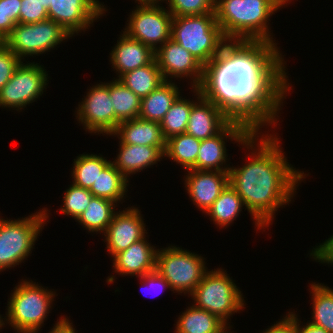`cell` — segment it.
Returning <instances> with one entry per match:
<instances>
[{
  "label": "cell",
  "instance_id": "45",
  "mask_svg": "<svg viewBox=\"0 0 333 333\" xmlns=\"http://www.w3.org/2000/svg\"><path fill=\"white\" fill-rule=\"evenodd\" d=\"M42 5L43 7L48 11V8L50 6V0H38Z\"/></svg>",
  "mask_w": 333,
  "mask_h": 333
},
{
  "label": "cell",
  "instance_id": "47",
  "mask_svg": "<svg viewBox=\"0 0 333 333\" xmlns=\"http://www.w3.org/2000/svg\"><path fill=\"white\" fill-rule=\"evenodd\" d=\"M4 318H3V316L0 314V331L2 330V327L4 328L5 326H4Z\"/></svg>",
  "mask_w": 333,
  "mask_h": 333
},
{
  "label": "cell",
  "instance_id": "28",
  "mask_svg": "<svg viewBox=\"0 0 333 333\" xmlns=\"http://www.w3.org/2000/svg\"><path fill=\"white\" fill-rule=\"evenodd\" d=\"M109 95L115 111V130L123 122L139 117L141 98L119 79L109 81Z\"/></svg>",
  "mask_w": 333,
  "mask_h": 333
},
{
  "label": "cell",
  "instance_id": "33",
  "mask_svg": "<svg viewBox=\"0 0 333 333\" xmlns=\"http://www.w3.org/2000/svg\"><path fill=\"white\" fill-rule=\"evenodd\" d=\"M195 102L193 99L183 98L182 94L174 101L160 122L161 130L166 140L172 136L186 132L189 114Z\"/></svg>",
  "mask_w": 333,
  "mask_h": 333
},
{
  "label": "cell",
  "instance_id": "11",
  "mask_svg": "<svg viewBox=\"0 0 333 333\" xmlns=\"http://www.w3.org/2000/svg\"><path fill=\"white\" fill-rule=\"evenodd\" d=\"M48 78V72L40 63L22 61L0 90V107L21 112L27 105L40 99L49 84Z\"/></svg>",
  "mask_w": 333,
  "mask_h": 333
},
{
  "label": "cell",
  "instance_id": "32",
  "mask_svg": "<svg viewBox=\"0 0 333 333\" xmlns=\"http://www.w3.org/2000/svg\"><path fill=\"white\" fill-rule=\"evenodd\" d=\"M102 154H80L74 159L71 171L72 183L82 188L90 189L99 174L111 162Z\"/></svg>",
  "mask_w": 333,
  "mask_h": 333
},
{
  "label": "cell",
  "instance_id": "38",
  "mask_svg": "<svg viewBox=\"0 0 333 333\" xmlns=\"http://www.w3.org/2000/svg\"><path fill=\"white\" fill-rule=\"evenodd\" d=\"M21 62L7 46L0 50V90L11 79Z\"/></svg>",
  "mask_w": 333,
  "mask_h": 333
},
{
  "label": "cell",
  "instance_id": "21",
  "mask_svg": "<svg viewBox=\"0 0 333 333\" xmlns=\"http://www.w3.org/2000/svg\"><path fill=\"white\" fill-rule=\"evenodd\" d=\"M109 136L118 138L119 143L139 146L157 147L163 154L166 150V139L163 136L160 122L144 120L139 117L121 122Z\"/></svg>",
  "mask_w": 333,
  "mask_h": 333
},
{
  "label": "cell",
  "instance_id": "12",
  "mask_svg": "<svg viewBox=\"0 0 333 333\" xmlns=\"http://www.w3.org/2000/svg\"><path fill=\"white\" fill-rule=\"evenodd\" d=\"M76 108V119L85 131L110 135L115 131V111L109 95V82H100L88 89Z\"/></svg>",
  "mask_w": 333,
  "mask_h": 333
},
{
  "label": "cell",
  "instance_id": "49",
  "mask_svg": "<svg viewBox=\"0 0 333 333\" xmlns=\"http://www.w3.org/2000/svg\"><path fill=\"white\" fill-rule=\"evenodd\" d=\"M138 1L162 2V0H135V2H138Z\"/></svg>",
  "mask_w": 333,
  "mask_h": 333
},
{
  "label": "cell",
  "instance_id": "40",
  "mask_svg": "<svg viewBox=\"0 0 333 333\" xmlns=\"http://www.w3.org/2000/svg\"><path fill=\"white\" fill-rule=\"evenodd\" d=\"M138 278H139L141 284L143 285L142 288L148 287L146 290H148V289L152 290V291L154 290L153 292H156V294L159 293L157 295H160V293H162V291L165 290L166 288L171 290L169 283L156 270L153 272L144 274L143 276L138 277Z\"/></svg>",
  "mask_w": 333,
  "mask_h": 333
},
{
  "label": "cell",
  "instance_id": "19",
  "mask_svg": "<svg viewBox=\"0 0 333 333\" xmlns=\"http://www.w3.org/2000/svg\"><path fill=\"white\" fill-rule=\"evenodd\" d=\"M148 241L145 237L114 255L112 257L114 272L123 277L125 275L141 277L155 271L157 248Z\"/></svg>",
  "mask_w": 333,
  "mask_h": 333
},
{
  "label": "cell",
  "instance_id": "23",
  "mask_svg": "<svg viewBox=\"0 0 333 333\" xmlns=\"http://www.w3.org/2000/svg\"><path fill=\"white\" fill-rule=\"evenodd\" d=\"M172 81H164L148 96L141 98L139 118L161 122L171 105L181 94L178 85Z\"/></svg>",
  "mask_w": 333,
  "mask_h": 333
},
{
  "label": "cell",
  "instance_id": "20",
  "mask_svg": "<svg viewBox=\"0 0 333 333\" xmlns=\"http://www.w3.org/2000/svg\"><path fill=\"white\" fill-rule=\"evenodd\" d=\"M116 45L110 52V64L116 71V79L124 73L150 64L155 52L142 42L131 38L125 32L119 35Z\"/></svg>",
  "mask_w": 333,
  "mask_h": 333
},
{
  "label": "cell",
  "instance_id": "34",
  "mask_svg": "<svg viewBox=\"0 0 333 333\" xmlns=\"http://www.w3.org/2000/svg\"><path fill=\"white\" fill-rule=\"evenodd\" d=\"M94 196L90 193L89 189L82 188L75 184L69 185L64 191L63 205L61 206V212L69 217L72 216L74 220L84 212L91 199Z\"/></svg>",
  "mask_w": 333,
  "mask_h": 333
},
{
  "label": "cell",
  "instance_id": "46",
  "mask_svg": "<svg viewBox=\"0 0 333 333\" xmlns=\"http://www.w3.org/2000/svg\"><path fill=\"white\" fill-rule=\"evenodd\" d=\"M6 46V39L0 34V50Z\"/></svg>",
  "mask_w": 333,
  "mask_h": 333
},
{
  "label": "cell",
  "instance_id": "25",
  "mask_svg": "<svg viewBox=\"0 0 333 333\" xmlns=\"http://www.w3.org/2000/svg\"><path fill=\"white\" fill-rule=\"evenodd\" d=\"M129 182L130 181L110 162L101 174H99L96 182H94L89 191L94 197L122 204L124 199L128 197L126 194Z\"/></svg>",
  "mask_w": 333,
  "mask_h": 333
},
{
  "label": "cell",
  "instance_id": "30",
  "mask_svg": "<svg viewBox=\"0 0 333 333\" xmlns=\"http://www.w3.org/2000/svg\"><path fill=\"white\" fill-rule=\"evenodd\" d=\"M312 304L311 319L309 322L333 333V289L322 283L309 284Z\"/></svg>",
  "mask_w": 333,
  "mask_h": 333
},
{
  "label": "cell",
  "instance_id": "22",
  "mask_svg": "<svg viewBox=\"0 0 333 333\" xmlns=\"http://www.w3.org/2000/svg\"><path fill=\"white\" fill-rule=\"evenodd\" d=\"M118 147L117 157L111 163L128 180L131 175L140 173L164 159V154L157 147L124 143H119Z\"/></svg>",
  "mask_w": 333,
  "mask_h": 333
},
{
  "label": "cell",
  "instance_id": "16",
  "mask_svg": "<svg viewBox=\"0 0 333 333\" xmlns=\"http://www.w3.org/2000/svg\"><path fill=\"white\" fill-rule=\"evenodd\" d=\"M141 210L131 206L114 214L111 223L103 233L105 248L113 257L117 253L126 250L131 244L148 237Z\"/></svg>",
  "mask_w": 333,
  "mask_h": 333
},
{
  "label": "cell",
  "instance_id": "42",
  "mask_svg": "<svg viewBox=\"0 0 333 333\" xmlns=\"http://www.w3.org/2000/svg\"><path fill=\"white\" fill-rule=\"evenodd\" d=\"M59 318L60 319L56 321L57 323H55L53 328L50 329V331L47 333H77V331L72 325L73 323L71 322V320H69L67 316L61 315V317Z\"/></svg>",
  "mask_w": 333,
  "mask_h": 333
},
{
  "label": "cell",
  "instance_id": "37",
  "mask_svg": "<svg viewBox=\"0 0 333 333\" xmlns=\"http://www.w3.org/2000/svg\"><path fill=\"white\" fill-rule=\"evenodd\" d=\"M46 19L47 10L38 0H21L19 23H37Z\"/></svg>",
  "mask_w": 333,
  "mask_h": 333
},
{
  "label": "cell",
  "instance_id": "43",
  "mask_svg": "<svg viewBox=\"0 0 333 333\" xmlns=\"http://www.w3.org/2000/svg\"><path fill=\"white\" fill-rule=\"evenodd\" d=\"M301 321L298 318V314L296 315V330L297 333H328L324 328L318 327L316 325L311 324L307 321L306 325H300Z\"/></svg>",
  "mask_w": 333,
  "mask_h": 333
},
{
  "label": "cell",
  "instance_id": "15",
  "mask_svg": "<svg viewBox=\"0 0 333 333\" xmlns=\"http://www.w3.org/2000/svg\"><path fill=\"white\" fill-rule=\"evenodd\" d=\"M155 60L164 81L189 79L191 88H199L204 75V66L173 39L166 41L155 51ZM184 77V78H183ZM170 78V79H169ZM172 78V79H171Z\"/></svg>",
  "mask_w": 333,
  "mask_h": 333
},
{
  "label": "cell",
  "instance_id": "1",
  "mask_svg": "<svg viewBox=\"0 0 333 333\" xmlns=\"http://www.w3.org/2000/svg\"><path fill=\"white\" fill-rule=\"evenodd\" d=\"M285 65L277 44L227 40L204 67L199 88L231 120L243 122L253 131L260 132L263 126L272 129L292 90Z\"/></svg>",
  "mask_w": 333,
  "mask_h": 333
},
{
  "label": "cell",
  "instance_id": "48",
  "mask_svg": "<svg viewBox=\"0 0 333 333\" xmlns=\"http://www.w3.org/2000/svg\"><path fill=\"white\" fill-rule=\"evenodd\" d=\"M230 328H232L231 326H227L223 331H221L220 333H232L234 331H229L231 330Z\"/></svg>",
  "mask_w": 333,
  "mask_h": 333
},
{
  "label": "cell",
  "instance_id": "35",
  "mask_svg": "<svg viewBox=\"0 0 333 333\" xmlns=\"http://www.w3.org/2000/svg\"><path fill=\"white\" fill-rule=\"evenodd\" d=\"M173 17L205 15L214 12L215 0H162Z\"/></svg>",
  "mask_w": 333,
  "mask_h": 333
},
{
  "label": "cell",
  "instance_id": "18",
  "mask_svg": "<svg viewBox=\"0 0 333 333\" xmlns=\"http://www.w3.org/2000/svg\"><path fill=\"white\" fill-rule=\"evenodd\" d=\"M186 171L184 188L197 209L206 213L229 183V172L194 169Z\"/></svg>",
  "mask_w": 333,
  "mask_h": 333
},
{
  "label": "cell",
  "instance_id": "24",
  "mask_svg": "<svg viewBox=\"0 0 333 333\" xmlns=\"http://www.w3.org/2000/svg\"><path fill=\"white\" fill-rule=\"evenodd\" d=\"M174 333H220L227 325L206 310L188 306L176 321Z\"/></svg>",
  "mask_w": 333,
  "mask_h": 333
},
{
  "label": "cell",
  "instance_id": "31",
  "mask_svg": "<svg viewBox=\"0 0 333 333\" xmlns=\"http://www.w3.org/2000/svg\"><path fill=\"white\" fill-rule=\"evenodd\" d=\"M201 140L186 133L170 137L166 141L164 157L173 160L184 170L192 169L196 165Z\"/></svg>",
  "mask_w": 333,
  "mask_h": 333
},
{
  "label": "cell",
  "instance_id": "36",
  "mask_svg": "<svg viewBox=\"0 0 333 333\" xmlns=\"http://www.w3.org/2000/svg\"><path fill=\"white\" fill-rule=\"evenodd\" d=\"M21 0H0V34L6 38L19 23Z\"/></svg>",
  "mask_w": 333,
  "mask_h": 333
},
{
  "label": "cell",
  "instance_id": "9",
  "mask_svg": "<svg viewBox=\"0 0 333 333\" xmlns=\"http://www.w3.org/2000/svg\"><path fill=\"white\" fill-rule=\"evenodd\" d=\"M73 37L61 25L46 19L37 23H18L5 38L6 46L22 61L54 50L57 45Z\"/></svg>",
  "mask_w": 333,
  "mask_h": 333
},
{
  "label": "cell",
  "instance_id": "3",
  "mask_svg": "<svg viewBox=\"0 0 333 333\" xmlns=\"http://www.w3.org/2000/svg\"><path fill=\"white\" fill-rule=\"evenodd\" d=\"M279 9L269 0H215V17L227 40L276 43L269 26Z\"/></svg>",
  "mask_w": 333,
  "mask_h": 333
},
{
  "label": "cell",
  "instance_id": "5",
  "mask_svg": "<svg viewBox=\"0 0 333 333\" xmlns=\"http://www.w3.org/2000/svg\"><path fill=\"white\" fill-rule=\"evenodd\" d=\"M171 39L189 51L204 67L227 41L217 23L215 12L173 17Z\"/></svg>",
  "mask_w": 333,
  "mask_h": 333
},
{
  "label": "cell",
  "instance_id": "13",
  "mask_svg": "<svg viewBox=\"0 0 333 333\" xmlns=\"http://www.w3.org/2000/svg\"><path fill=\"white\" fill-rule=\"evenodd\" d=\"M252 132L245 123L231 120L217 135L201 140L196 165L192 169L229 172L227 140L241 145Z\"/></svg>",
  "mask_w": 333,
  "mask_h": 333
},
{
  "label": "cell",
  "instance_id": "10",
  "mask_svg": "<svg viewBox=\"0 0 333 333\" xmlns=\"http://www.w3.org/2000/svg\"><path fill=\"white\" fill-rule=\"evenodd\" d=\"M135 3L138 5L128 15V23L126 22L123 32L155 52L171 38L173 15L161 2L138 1Z\"/></svg>",
  "mask_w": 333,
  "mask_h": 333
},
{
  "label": "cell",
  "instance_id": "41",
  "mask_svg": "<svg viewBox=\"0 0 333 333\" xmlns=\"http://www.w3.org/2000/svg\"><path fill=\"white\" fill-rule=\"evenodd\" d=\"M284 316V318L277 321L272 326H269V328L262 331V333H297L295 311H289Z\"/></svg>",
  "mask_w": 333,
  "mask_h": 333
},
{
  "label": "cell",
  "instance_id": "14",
  "mask_svg": "<svg viewBox=\"0 0 333 333\" xmlns=\"http://www.w3.org/2000/svg\"><path fill=\"white\" fill-rule=\"evenodd\" d=\"M99 0H50L48 19L57 22L72 36L85 33L104 13L106 6Z\"/></svg>",
  "mask_w": 333,
  "mask_h": 333
},
{
  "label": "cell",
  "instance_id": "2",
  "mask_svg": "<svg viewBox=\"0 0 333 333\" xmlns=\"http://www.w3.org/2000/svg\"><path fill=\"white\" fill-rule=\"evenodd\" d=\"M277 135L253 131L241 144L251 151L249 159L242 167L229 170V184L242 198L257 230L265 231L273 224L275 213L291 203L309 175L289 164Z\"/></svg>",
  "mask_w": 333,
  "mask_h": 333
},
{
  "label": "cell",
  "instance_id": "8",
  "mask_svg": "<svg viewBox=\"0 0 333 333\" xmlns=\"http://www.w3.org/2000/svg\"><path fill=\"white\" fill-rule=\"evenodd\" d=\"M205 258L187 249L168 245L158 248L155 270L169 283L171 291L189 295L208 271Z\"/></svg>",
  "mask_w": 333,
  "mask_h": 333
},
{
  "label": "cell",
  "instance_id": "17",
  "mask_svg": "<svg viewBox=\"0 0 333 333\" xmlns=\"http://www.w3.org/2000/svg\"><path fill=\"white\" fill-rule=\"evenodd\" d=\"M196 96L189 114L186 134L205 140L217 135L231 119L213 102L206 99L200 88H191Z\"/></svg>",
  "mask_w": 333,
  "mask_h": 333
},
{
  "label": "cell",
  "instance_id": "26",
  "mask_svg": "<svg viewBox=\"0 0 333 333\" xmlns=\"http://www.w3.org/2000/svg\"><path fill=\"white\" fill-rule=\"evenodd\" d=\"M244 202L235 189L228 183L222 190L220 196L214 201L211 207L206 211L209 219L217 227L227 228L239 216L244 207Z\"/></svg>",
  "mask_w": 333,
  "mask_h": 333
},
{
  "label": "cell",
  "instance_id": "39",
  "mask_svg": "<svg viewBox=\"0 0 333 333\" xmlns=\"http://www.w3.org/2000/svg\"><path fill=\"white\" fill-rule=\"evenodd\" d=\"M310 257L316 262L333 265V235L310 251Z\"/></svg>",
  "mask_w": 333,
  "mask_h": 333
},
{
  "label": "cell",
  "instance_id": "6",
  "mask_svg": "<svg viewBox=\"0 0 333 333\" xmlns=\"http://www.w3.org/2000/svg\"><path fill=\"white\" fill-rule=\"evenodd\" d=\"M38 211L22 219L0 217V272L14 268L29 258L36 240L49 222L48 208Z\"/></svg>",
  "mask_w": 333,
  "mask_h": 333
},
{
  "label": "cell",
  "instance_id": "44",
  "mask_svg": "<svg viewBox=\"0 0 333 333\" xmlns=\"http://www.w3.org/2000/svg\"><path fill=\"white\" fill-rule=\"evenodd\" d=\"M269 1L272 4H274L278 9H280V8L282 9L284 6H287L288 4H290L292 2V0H269Z\"/></svg>",
  "mask_w": 333,
  "mask_h": 333
},
{
  "label": "cell",
  "instance_id": "27",
  "mask_svg": "<svg viewBox=\"0 0 333 333\" xmlns=\"http://www.w3.org/2000/svg\"><path fill=\"white\" fill-rule=\"evenodd\" d=\"M118 205L114 201L93 197L84 212L75 221L89 233L102 234L111 223L114 214L117 212L115 207Z\"/></svg>",
  "mask_w": 333,
  "mask_h": 333
},
{
  "label": "cell",
  "instance_id": "29",
  "mask_svg": "<svg viewBox=\"0 0 333 333\" xmlns=\"http://www.w3.org/2000/svg\"><path fill=\"white\" fill-rule=\"evenodd\" d=\"M118 79L140 98L148 96L164 82L155 59L148 65L124 73Z\"/></svg>",
  "mask_w": 333,
  "mask_h": 333
},
{
  "label": "cell",
  "instance_id": "7",
  "mask_svg": "<svg viewBox=\"0 0 333 333\" xmlns=\"http://www.w3.org/2000/svg\"><path fill=\"white\" fill-rule=\"evenodd\" d=\"M189 296L195 307L217 316L227 326L230 316L243 311L246 305L242 291L222 268L209 269Z\"/></svg>",
  "mask_w": 333,
  "mask_h": 333
},
{
  "label": "cell",
  "instance_id": "4",
  "mask_svg": "<svg viewBox=\"0 0 333 333\" xmlns=\"http://www.w3.org/2000/svg\"><path fill=\"white\" fill-rule=\"evenodd\" d=\"M11 291L4 326L9 324L15 333H39L58 296L56 291L23 278Z\"/></svg>",
  "mask_w": 333,
  "mask_h": 333
}]
</instances>
